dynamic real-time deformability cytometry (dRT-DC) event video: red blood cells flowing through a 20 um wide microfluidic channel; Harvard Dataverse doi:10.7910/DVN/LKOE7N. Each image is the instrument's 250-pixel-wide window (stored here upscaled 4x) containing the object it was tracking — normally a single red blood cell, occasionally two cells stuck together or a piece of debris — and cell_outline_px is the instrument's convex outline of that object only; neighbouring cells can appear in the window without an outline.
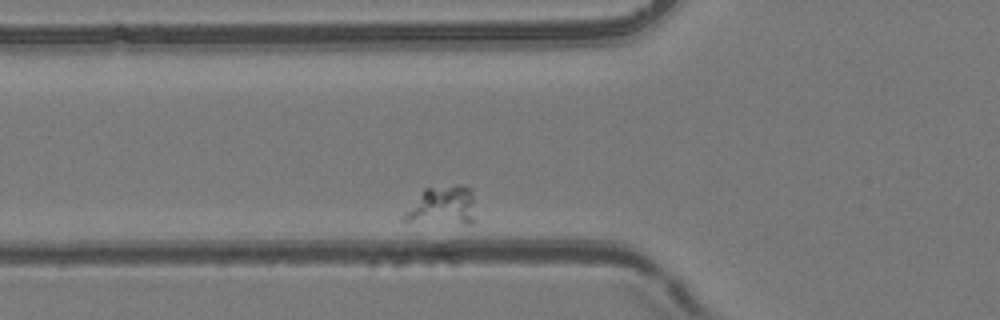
{"species": "common noctule bat (a hibernating species)", "species_latin": "Nyctalus noctula", "temperature_condition": "room temperature", "stored_images_in_passage": 3, "camera_frame_rate_fps": 3000, "um_per_image_px": 0.085, "animal": {"sex": "female", "body_mass_g": 24.6, "forearm_length_mm": 56.2}, "frame": {"image": 1, "passage_image": 3, "time_ms": 2.0, "image_size_px": [1000, 320], "cell_outline_px": [[476, 220], [472, 224], [468, 224], [400, 220], [400, 216], [424, 188], [456, 184], [464, 184], [472, 188]], "centroid_in_image_um": [37.64, 17.47], "position_along_channel_um": 88.2, "area_um2": 16.65}}